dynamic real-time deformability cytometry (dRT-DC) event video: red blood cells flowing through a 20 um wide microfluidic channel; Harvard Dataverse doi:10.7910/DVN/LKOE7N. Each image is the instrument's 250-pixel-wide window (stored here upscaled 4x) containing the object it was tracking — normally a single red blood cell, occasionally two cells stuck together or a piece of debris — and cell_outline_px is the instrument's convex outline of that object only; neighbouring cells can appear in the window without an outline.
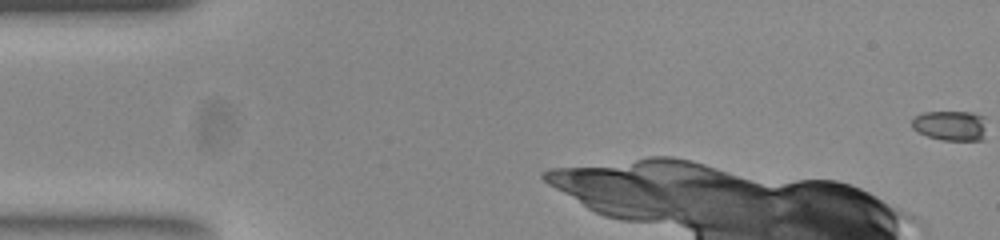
{"species": "common noctule bat (a hibernating species)", "species_latin": "Nyctalus noctula", "temperature_condition": "room temperature", "stored_images_in_passage": 41, "camera_frame_rate_fps": 3000, "um_per_image_px": 0.085, "animal": {"sex": "female", "body_mass_g": 23.0, "forearm_length_mm": 53.4}, "frame": {"image": 1, "passage_image": 1, "time_ms": 0.0, "image_size_px": [1000, 240], "cell_outline_px": [[984, 140], [940, 140], [928, 136], [912, 128], [912, 116], [920, 112], [972, 112], [984, 116]], "centroid_in_image_um": [80.76, 10.66], "position_along_channel_um": 4.2, "area_um2": 13.18}}